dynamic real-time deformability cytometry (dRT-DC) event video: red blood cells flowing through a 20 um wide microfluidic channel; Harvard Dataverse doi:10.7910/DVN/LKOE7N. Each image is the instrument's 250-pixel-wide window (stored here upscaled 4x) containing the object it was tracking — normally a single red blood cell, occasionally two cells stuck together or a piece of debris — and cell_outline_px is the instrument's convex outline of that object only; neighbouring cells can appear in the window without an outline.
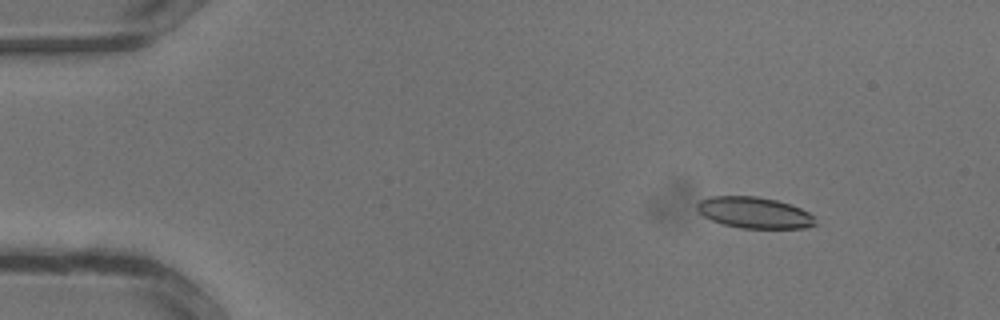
{"species": "common noctule bat (a hibernating species)", "species_latin": "Nyctalus noctula", "temperature_condition": "warm", "stored_images_in_passage": 34, "camera_frame_rate_fps": 3000, "um_per_image_px": 0.085, "animal": {"sex": "male", "body_mass_g": 13.3}, "frame": {"image": 1, "passage_image": 5, "time_ms": 1.333, "image_size_px": [1000, 320], "cell_outline_px": [[816, 224], [804, 228], [740, 228], [724, 224], [712, 220], [704, 216], [696, 208], [696, 204], [700, 200], [712, 196], [756, 196], [776, 200], [792, 204], [808, 212], [812, 216]], "centroid_in_image_um": [64.11, 18.07], "position_along_channel_um": 20.9, "area_um2": 21.39}}
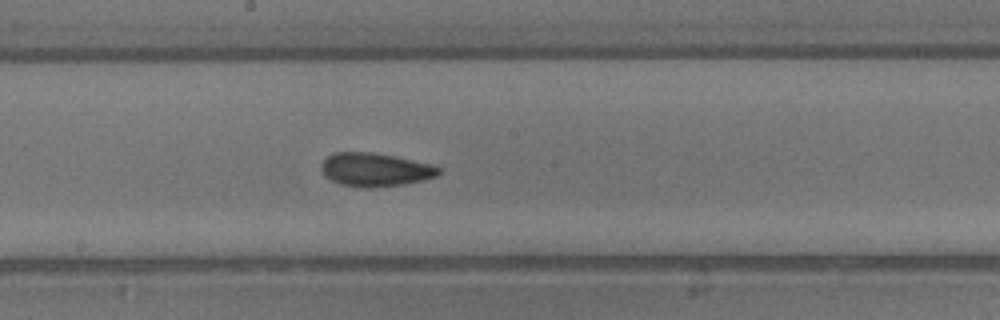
{"frame": {"image": 2, "passage_image": 19, "time_ms": 6.0, "image_size_px": [1000, 320], "cell_outline_px": [[440, 172], [436, 176], [404, 184], [372, 188], [368, 188], [340, 184], [324, 176], [320, 168], [320, 164], [328, 156], [336, 152], [372, 152], [396, 156], [432, 164], [440, 168]], "centroid_in_image_um": [31.87, 14.41], "position_along_channel_um": 216.3, "area_um2": 22.89}}
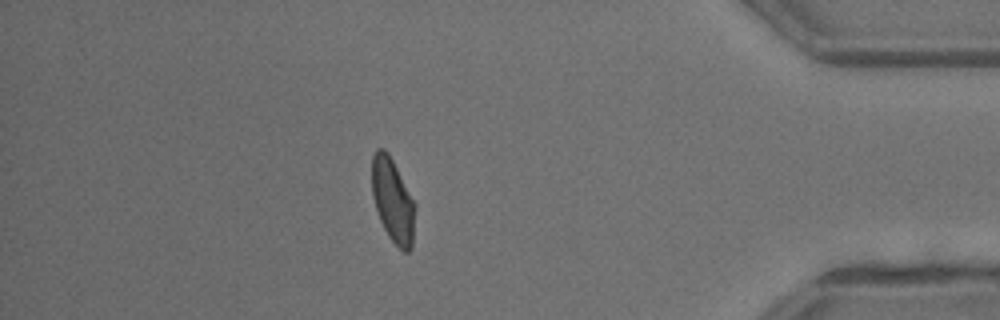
{"frame": {"image": 3, "passage_image": 30, "time_ms": 9.667, "image_size_px": [1000, 320], "cell_outline_px": [[416, 208], [412, 248], [408, 252], [404, 252], [388, 236], [380, 220], [372, 196], [372, 156], [376, 148], [384, 148], [388, 152], [416, 204]], "centroid_in_image_um": [33.4, 17.03], "position_along_channel_um": 401.8, "area_um2": 21.21}}